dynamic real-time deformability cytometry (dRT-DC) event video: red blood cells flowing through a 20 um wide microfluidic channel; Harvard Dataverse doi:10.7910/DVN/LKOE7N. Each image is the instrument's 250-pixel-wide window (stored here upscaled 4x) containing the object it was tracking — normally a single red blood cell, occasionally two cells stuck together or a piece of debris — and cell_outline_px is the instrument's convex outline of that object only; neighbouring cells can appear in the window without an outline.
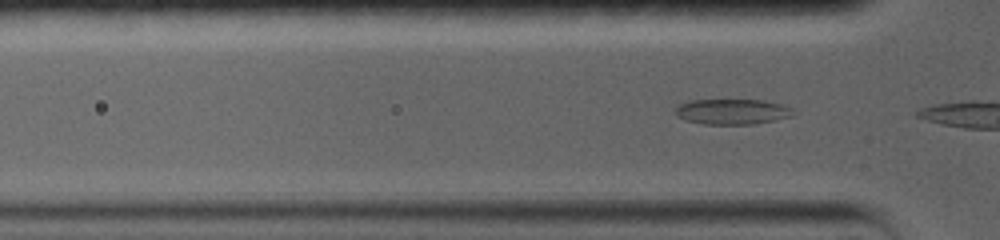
{"species": "common noctule bat (a hibernating species)", "species_latin": "Nyctalus noctula", "temperature_condition": "warm", "stored_images_in_passage": 47, "camera_frame_rate_fps": 5000, "um_per_image_px": 0.085, "animal": {"sex": "female", "body_mass_g": 19.0, "forearm_length_mm": 56.7}, "frame": {"image": 1, "passage_image": 4, "time_ms": 0.6, "image_size_px": [1000, 240], "cell_outline_px": [[796, 112], [792, 116], [752, 124], [704, 124], [684, 120], [676, 116], [676, 104], [688, 100], [764, 100], [780, 104], [792, 108]], "centroid_in_image_um": [62.19, 9.48], "position_along_channel_um": 63.6, "area_um2": 17.51}}
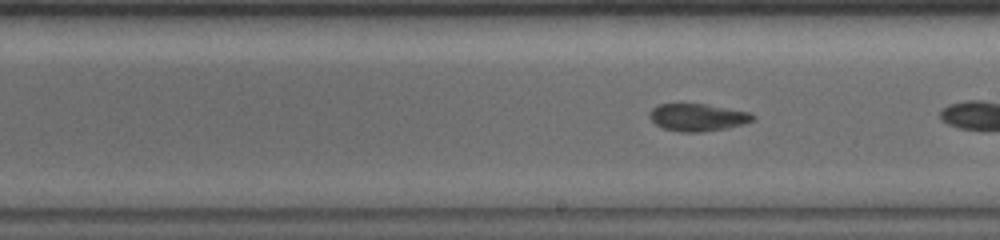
{"frame": {"image": 2, "passage_image": 26, "time_ms": 5.0, "image_size_px": [1000, 240], "cell_outline_px": [[756, 116], [752, 120], [744, 124], [728, 128], [704, 132], [680, 132], [664, 128], [656, 124], [648, 116], [648, 112], [652, 108], [660, 104], [708, 104], [752, 112]], "centroid_in_image_um": [59.33, 9.97], "position_along_channel_um": 229.7, "area_um2": 16.7}}
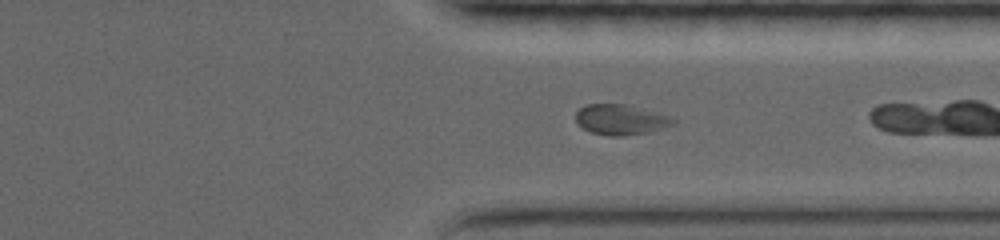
{"frame": {"image": 3, "passage_image": 43, "time_ms": 8.4, "image_size_px": [1000, 240], "cell_outline_px": [[676, 124], [652, 132], [624, 136], [608, 136], [592, 132], [576, 124], [576, 112], [584, 104], [628, 104], [672, 116], [676, 120]], "centroid_in_image_um": [52.81, 10.17], "position_along_channel_um": 358.6, "area_um2": 17.63}}